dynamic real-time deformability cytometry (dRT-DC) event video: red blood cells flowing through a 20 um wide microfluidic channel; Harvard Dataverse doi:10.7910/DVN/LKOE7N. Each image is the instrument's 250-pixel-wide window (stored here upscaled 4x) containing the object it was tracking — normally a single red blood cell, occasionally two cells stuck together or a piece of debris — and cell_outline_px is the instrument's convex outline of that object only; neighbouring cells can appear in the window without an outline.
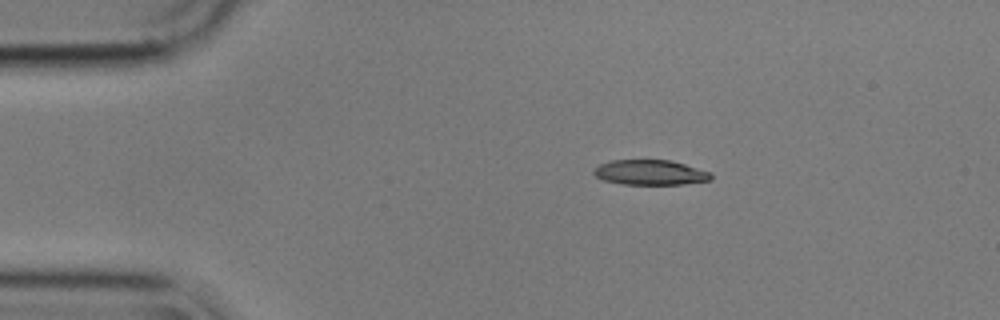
{"species": "common noctule bat (a hibernating species)", "species_latin": "Nyctalus noctula", "temperature_condition": "cold", "stored_images_in_passage": 47, "camera_frame_rate_fps": 3000, "um_per_image_px": 0.085, "animal": {"sex": "male", "body_mass_g": 17.9}, "frame": {"image": 1, "passage_image": 1, "time_ms": 0.0, "image_size_px": [1000, 320], "cell_outline_px": [[712, 180], [684, 184], [624, 184], [604, 180], [596, 176], [592, 172], [592, 168], [600, 164], [612, 160], [672, 160], [712, 172]], "centroid_in_image_um": [55.29, 14.65], "position_along_channel_um": 29.7, "area_um2": 17.22}}
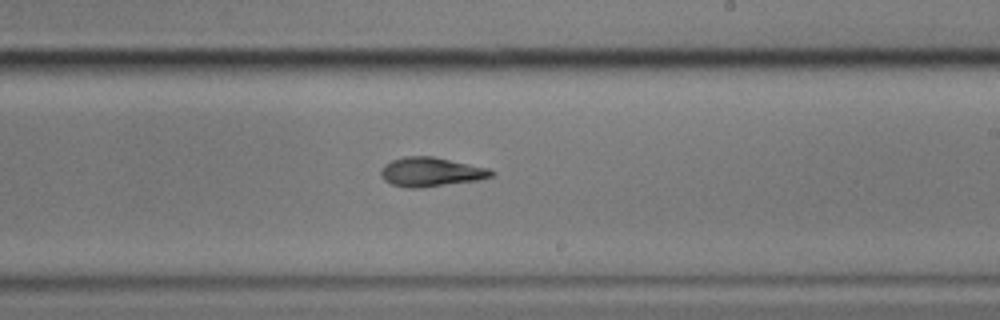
{"frame": {"image": 2, "passage_image": 24, "time_ms": 7.667, "image_size_px": [1000, 320], "cell_outline_px": [[496, 172], [492, 176], [476, 180], [420, 188], [408, 188], [392, 184], [384, 180], [380, 176], [380, 172], [384, 164], [392, 160], [404, 156], [432, 156], [488, 168]], "centroid_in_image_um": [36.59, 14.61], "position_along_channel_um": 252.4, "area_um2": 18.67}}
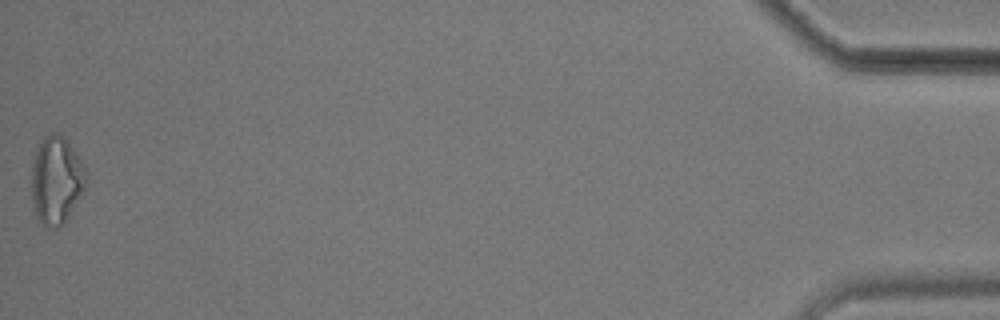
{"frame": {"image": 3, "passage_image": 47, "time_ms": 15.333, "image_size_px": [1000, 320], "cell_outline_px": [[84, 188], [64, 224], [56, 228], [44, 228], [36, 216], [32, 204], [32, 164], [40, 140], [48, 132], [56, 132], [68, 144], [84, 168]], "centroid_in_image_um": [4.72, 15.37], "position_along_channel_um": 430.5, "area_um2": 27.22}, "authors_computed_cell_mechanics": {"area_um2": 18.3804, "velocity_mm_per_s": 3.5628, "shape_relaxation_time_tau1_ms": 7.0238, "shape_relaxation_time_tau2_ms": 3.9279, "deformation_change_tau1": 0.1992, "deformation_change_tau2": 0.1253}}